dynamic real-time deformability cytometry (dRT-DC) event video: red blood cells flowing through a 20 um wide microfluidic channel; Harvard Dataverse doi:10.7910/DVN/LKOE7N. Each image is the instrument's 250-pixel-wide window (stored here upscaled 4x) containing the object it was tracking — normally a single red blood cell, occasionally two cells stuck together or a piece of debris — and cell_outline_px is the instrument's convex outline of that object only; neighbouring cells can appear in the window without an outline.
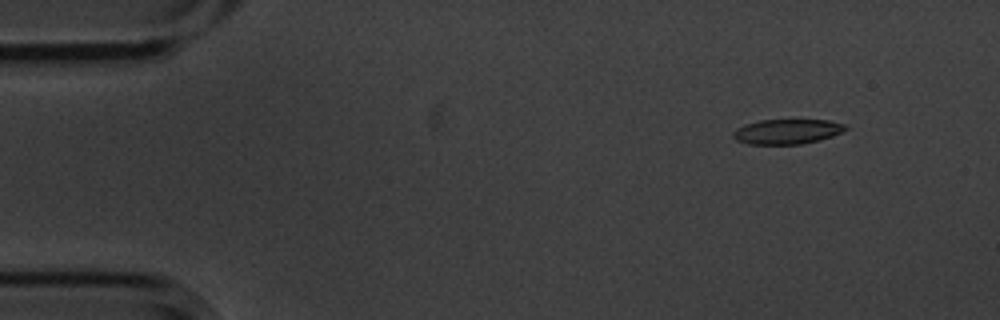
{"species": "common noctule bat (a hibernating species)", "species_latin": "Nyctalus noctula", "temperature_condition": "cold", "stored_images_in_passage": 3, "camera_frame_rate_fps": 3000, "um_per_image_px": 0.085, "animal": {"sex": "male", "body_mass_g": 20.1, "forearm_length_mm": 53.5}, "frame": {"image": 1, "passage_image": 1, "time_ms": 0.0, "image_size_px": [1000, 320], "cell_outline_px": [[848, 128], [844, 132], [832, 136], [800, 144], [748, 144], [736, 140], [732, 136], [732, 132], [736, 128], [760, 120], [828, 120], [844, 124]], "centroid_in_image_um": [66.9, 11.18], "position_along_channel_um": 18.1, "area_um2": 16.18}}
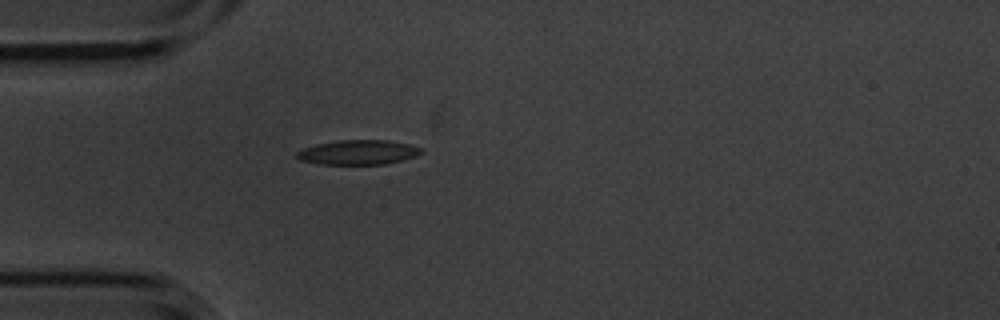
{"frame": {"image": 2, "passage_image": 3, "time_ms": 0.667, "image_size_px": [1000, 320], "cell_outline_px": [[424, 152], [416, 156], [384, 164], [320, 164], [300, 160], [296, 156], [296, 152], [304, 148], [316, 144], [340, 140], [388, 140], [408, 144], [424, 148]], "centroid_in_image_um": [30.46, 12.94], "position_along_channel_um": 54.5, "area_um2": 17.8}}